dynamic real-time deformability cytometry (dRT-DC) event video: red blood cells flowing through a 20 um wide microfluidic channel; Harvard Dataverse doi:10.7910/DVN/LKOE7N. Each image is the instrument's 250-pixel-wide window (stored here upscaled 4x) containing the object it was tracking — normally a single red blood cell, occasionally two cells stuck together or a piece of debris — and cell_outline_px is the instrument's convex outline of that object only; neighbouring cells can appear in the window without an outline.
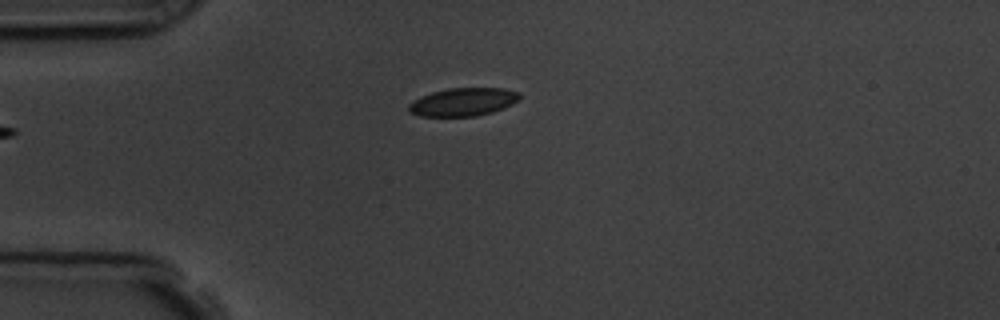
{"species": "common noctule bat (a hibernating species)", "species_latin": "Nyctalus noctula", "temperature_condition": "room temperature", "stored_images_in_passage": 4, "camera_frame_rate_fps": 3000, "um_per_image_px": 0.085, "animal": {"sex": "male", "body_mass_g": 19.5, "forearm_length_mm": 54.6}, "frame": {"image": 1, "passage_image": 4, "time_ms": 3.333, "image_size_px": [1000, 320], "cell_outline_px": [[520, 100], [504, 108], [492, 112], [476, 116], [420, 116], [408, 112], [408, 104], [412, 100], [420, 96], [432, 92], [448, 88], [504, 88], [516, 92], [520, 96]], "centroid_in_image_um": [39.33, 8.67], "position_along_channel_um": 45.7, "area_um2": 18.26}}